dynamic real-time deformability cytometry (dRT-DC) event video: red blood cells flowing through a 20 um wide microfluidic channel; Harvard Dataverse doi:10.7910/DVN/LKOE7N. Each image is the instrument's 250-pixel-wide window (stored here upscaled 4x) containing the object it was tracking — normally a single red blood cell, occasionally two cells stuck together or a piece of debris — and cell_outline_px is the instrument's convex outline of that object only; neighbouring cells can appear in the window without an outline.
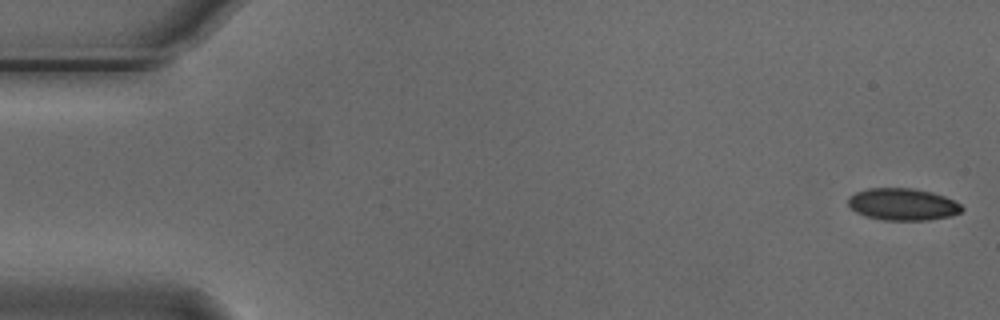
{"species": "Egyptian fruit bat (a non-hibernating species)", "species_latin": "Rousettus aegyptiacus", "temperature_condition": "cold", "stored_images_in_passage": 16, "camera_frame_rate_fps": 3000, "um_per_image_px": 0.085, "animal": {"sex": "male"}, "frame": {"image": 1, "passage_image": 1, "time_ms": 0.0, "image_size_px": [1000, 320], "cell_outline_px": [[964, 208], [960, 212], [948, 216], [928, 220], [884, 220], [868, 216], [856, 212], [848, 204], [848, 196], [856, 192], [868, 188], [912, 188], [932, 192], [944, 196], [960, 204]], "centroid_in_image_um": [76.71, 17.36], "position_along_channel_um": 8.3, "area_um2": 21.04}}
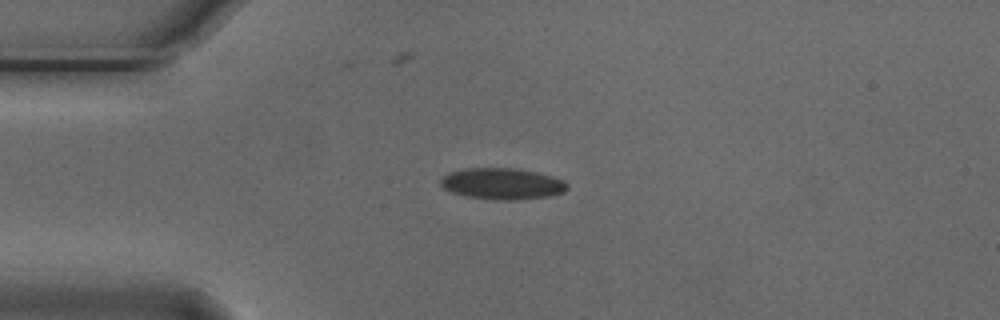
{"frame": {"image": 2, "passage_image": 13, "time_ms": 4.0, "image_size_px": [1000, 320], "cell_outline_px": [[568, 188], [564, 192], [548, 196], [512, 200], [492, 200], [464, 196], [452, 192], [444, 188], [440, 184], [440, 180], [448, 172], [464, 168], [516, 168], [536, 172], [552, 176], [564, 180], [568, 184]], "centroid_in_image_um": [42.67, 15.61], "position_along_channel_um": 42.3, "area_um2": 23.24}}